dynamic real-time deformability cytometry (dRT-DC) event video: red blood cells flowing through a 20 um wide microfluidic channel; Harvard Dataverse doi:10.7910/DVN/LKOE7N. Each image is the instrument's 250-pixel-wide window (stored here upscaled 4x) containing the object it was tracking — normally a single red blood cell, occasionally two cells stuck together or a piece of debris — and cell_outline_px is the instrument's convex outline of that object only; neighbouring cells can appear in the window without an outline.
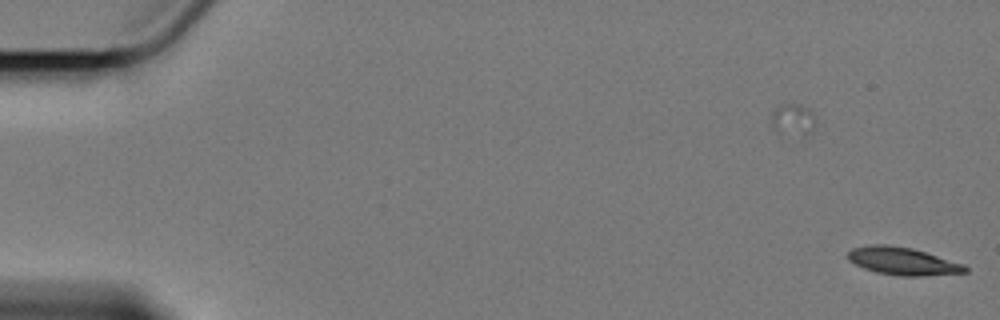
{"species": "Egyptian fruit bat (a non-hibernating species)", "species_latin": "Rousettus aegyptiacus", "temperature_condition": "cold", "stored_images_in_passage": 6, "camera_frame_rate_fps": 3000, "um_per_image_px": 0.085, "animal": {"sex": "female"}, "frame": {"image": 1, "passage_image": 6, "time_ms": 1.667, "image_size_px": [1000, 320], "cell_outline_px": [[968, 272], [920, 276], [900, 276], [876, 272], [864, 268], [848, 260], [848, 252], [852, 248], [868, 244], [884, 244], [912, 248], [964, 264], [968, 268]], "centroid_in_image_um": [76.72, 22.19], "position_along_channel_um": 8.3, "area_um2": 18.84}}